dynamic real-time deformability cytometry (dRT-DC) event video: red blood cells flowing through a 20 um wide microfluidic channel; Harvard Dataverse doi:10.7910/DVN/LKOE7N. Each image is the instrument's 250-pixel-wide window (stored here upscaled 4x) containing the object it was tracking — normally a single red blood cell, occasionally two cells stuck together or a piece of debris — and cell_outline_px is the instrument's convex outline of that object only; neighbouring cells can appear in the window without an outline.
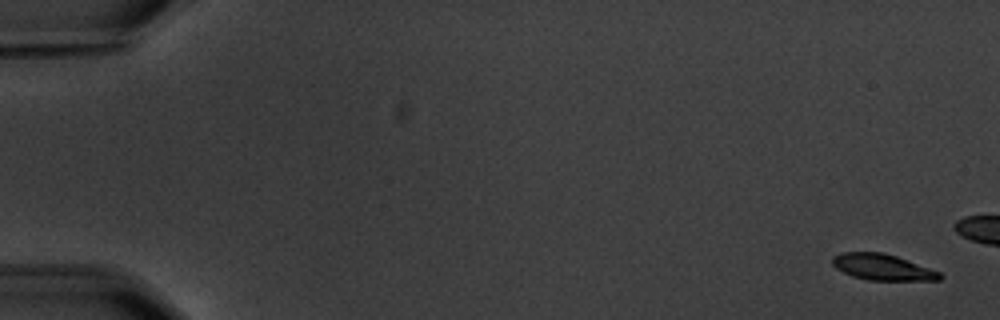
{"species": "common noctule bat (a hibernating species)", "species_latin": "Nyctalus noctula", "temperature_condition": "warm", "stored_images_in_passage": 5, "camera_frame_rate_fps": 3000, "um_per_image_px": 0.085, "animal": {"sex": "male", "body_mass_g": 20.1, "forearm_length_mm": 53.5}, "frame": {"image": 1, "passage_image": 1, "time_ms": 0.0, "image_size_px": [1000, 320], "cell_outline_px": [[944, 276], [940, 280], [868, 280], [852, 276], [836, 268], [832, 264], [832, 256], [840, 252], [884, 252], [896, 256], [940, 272]], "centroid_in_image_um": [74.99, 22.7], "position_along_channel_um": 10.0, "area_um2": 16.3}}